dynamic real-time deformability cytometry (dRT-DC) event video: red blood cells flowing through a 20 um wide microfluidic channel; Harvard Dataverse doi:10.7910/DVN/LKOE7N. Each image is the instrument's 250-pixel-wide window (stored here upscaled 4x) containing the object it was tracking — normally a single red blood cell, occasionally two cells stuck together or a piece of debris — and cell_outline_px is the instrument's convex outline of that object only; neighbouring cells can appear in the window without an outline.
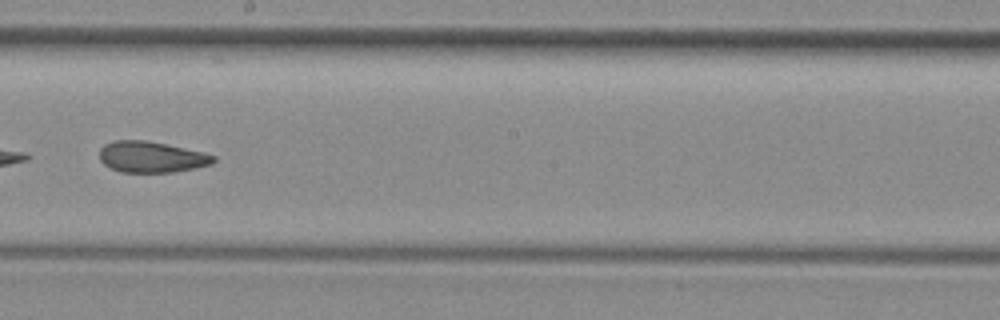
{"species": "common noctule bat (a hibernating species)", "species_latin": "Nyctalus noctula", "temperature_condition": "room temperature", "stored_images_in_passage": 24, "camera_frame_rate_fps": 3000, "um_per_image_px": 0.085, "animal": {"sex": "female", "body_mass_g": 29.2, "forearm_length_mm": 56.3}, "frame": {"image": 1, "passage_image": 21, "time_ms": 6.667, "image_size_px": [1000, 320], "cell_outline_px": [[216, 160], [212, 164], [172, 172], [120, 172], [104, 164], [100, 160], [100, 148], [104, 144], [116, 140], [144, 140], [204, 152], [216, 156]], "centroid_in_image_um": [12.86, 13.34], "position_along_channel_um": 235.3, "area_um2": 20.46}}